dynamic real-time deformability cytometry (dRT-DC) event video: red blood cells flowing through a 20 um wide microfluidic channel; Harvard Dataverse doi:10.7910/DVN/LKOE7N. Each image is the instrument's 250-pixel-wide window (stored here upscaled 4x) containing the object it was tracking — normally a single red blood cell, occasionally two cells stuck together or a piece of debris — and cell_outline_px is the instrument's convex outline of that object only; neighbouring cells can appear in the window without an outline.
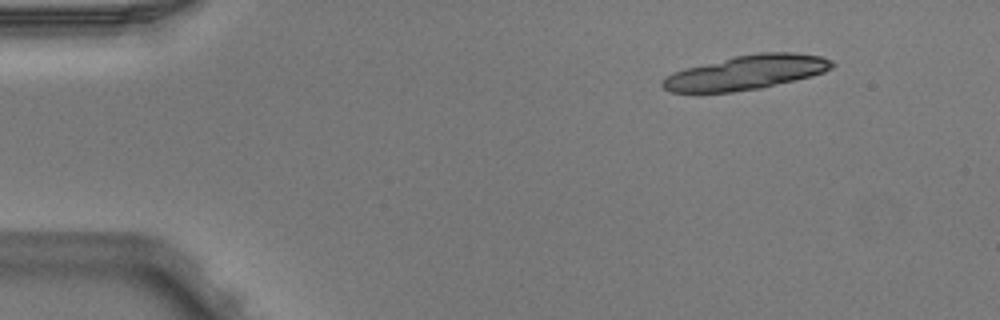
{"species": "Egyptian fruit bat (a non-hibernating species)", "species_latin": "Rousettus aegyptiacus", "temperature_condition": "warm", "stored_images_in_passage": 3, "camera_frame_rate_fps": 3000, "um_per_image_px": 0.085, "animal": {"sex": "male"}, "frame": {"image": 1, "passage_image": 1, "time_ms": 0.0, "image_size_px": [1000, 320], "cell_outline_px": [[836, 64], [832, 68], [824, 72], [812, 76], [796, 80], [760, 88], [732, 92], [668, 92], [660, 84], [660, 80], [672, 72], [684, 68], [736, 56], [756, 52], [792, 52], [820, 56], [832, 60]], "centroid_in_image_um": [63.42, 6.16], "position_along_channel_um": 21.6, "area_um2": 34.04}}